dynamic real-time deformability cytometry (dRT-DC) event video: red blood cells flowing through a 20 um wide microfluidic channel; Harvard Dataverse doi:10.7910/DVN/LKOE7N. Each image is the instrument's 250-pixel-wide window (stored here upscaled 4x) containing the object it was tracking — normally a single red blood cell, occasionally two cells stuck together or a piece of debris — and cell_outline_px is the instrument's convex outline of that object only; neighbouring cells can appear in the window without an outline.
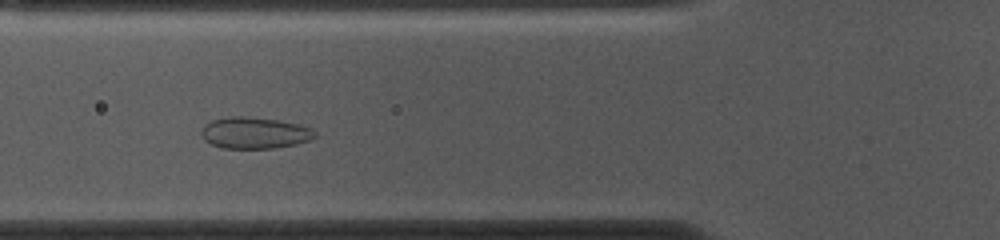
{"species": "common noctule bat (a hibernating species)", "species_latin": "Nyctalus noctula", "temperature_condition": "cold", "stored_images_in_passage": 46, "camera_frame_rate_fps": 3000, "um_per_image_px": 0.085, "animal": {"sex": "female", "body_mass_g": 10.0, "forearm_length_mm": 53.1}, "frame": {"image": 1, "passage_image": 16, "time_ms": 5.0, "image_size_px": [1000, 240], "cell_outline_px": [[316, 136], [312, 140], [296, 144], [276, 148], [220, 148], [204, 140], [200, 132], [204, 124], [212, 120], [228, 116], [244, 116], [280, 120], [300, 124], [312, 128], [316, 132]], "centroid_in_image_um": [21.66, 11.29], "position_along_channel_um": 104.1, "area_um2": 21.15}}
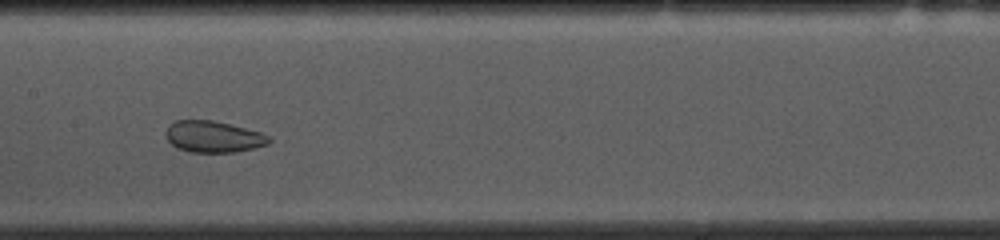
{"frame": {"image": 2, "passage_image": 23, "time_ms": 7.333, "image_size_px": [1000, 240], "cell_outline_px": [[272, 140], [268, 144], [236, 152], [188, 152], [176, 148], [164, 136], [164, 132], [168, 124], [176, 120], [212, 120], [260, 132], [272, 136]], "centroid_in_image_um": [18.1, 11.62], "position_along_channel_um": 189.3, "area_um2": 19.07}}
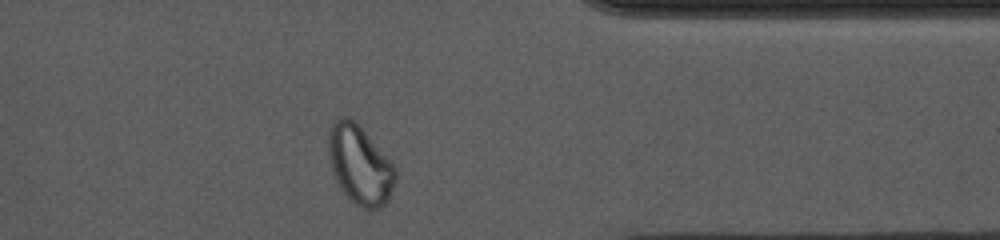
{"frame": {"image": 3, "passage_image": 40, "time_ms": 13.0, "image_size_px": [1000, 240], "cell_outline_px": [[396, 180], [388, 200], [380, 208], [364, 208], [356, 204], [344, 192], [336, 180], [328, 156], [328, 136], [332, 124], [336, 120], [344, 116], [348, 116], [364, 132], [392, 164], [396, 172]], "centroid_in_image_um": [30.57, 14.03], "position_along_channel_um": 380.8, "area_um2": 29.77}}